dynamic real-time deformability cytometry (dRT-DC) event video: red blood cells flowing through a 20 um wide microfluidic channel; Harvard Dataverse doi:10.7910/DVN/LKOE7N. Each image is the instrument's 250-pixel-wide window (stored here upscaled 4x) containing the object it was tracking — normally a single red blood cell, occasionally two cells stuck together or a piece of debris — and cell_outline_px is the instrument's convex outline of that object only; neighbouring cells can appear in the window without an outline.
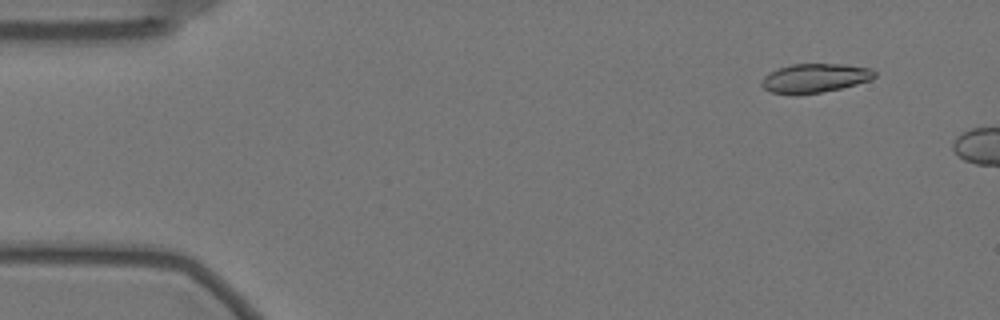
{"species": "Egyptian fruit bat (a non-hibernating species)", "species_latin": "Rousettus aegyptiacus", "temperature_condition": "warm", "stored_images_in_passage": 8, "camera_frame_rate_fps": 3000, "um_per_image_px": 0.085, "animal": {"sex": "female"}, "frame": {"image": 1, "passage_image": 5, "time_ms": 1.333, "image_size_px": [1000, 320], "cell_outline_px": [[876, 76], [872, 80], [840, 88], [820, 92], [796, 96], [772, 92], [764, 88], [760, 84], [764, 76], [768, 72], [792, 64], [844, 64], [872, 68], [876, 72]], "centroid_in_image_um": [69.27, 6.64], "position_along_channel_um": 15.7, "area_um2": 19.31}}